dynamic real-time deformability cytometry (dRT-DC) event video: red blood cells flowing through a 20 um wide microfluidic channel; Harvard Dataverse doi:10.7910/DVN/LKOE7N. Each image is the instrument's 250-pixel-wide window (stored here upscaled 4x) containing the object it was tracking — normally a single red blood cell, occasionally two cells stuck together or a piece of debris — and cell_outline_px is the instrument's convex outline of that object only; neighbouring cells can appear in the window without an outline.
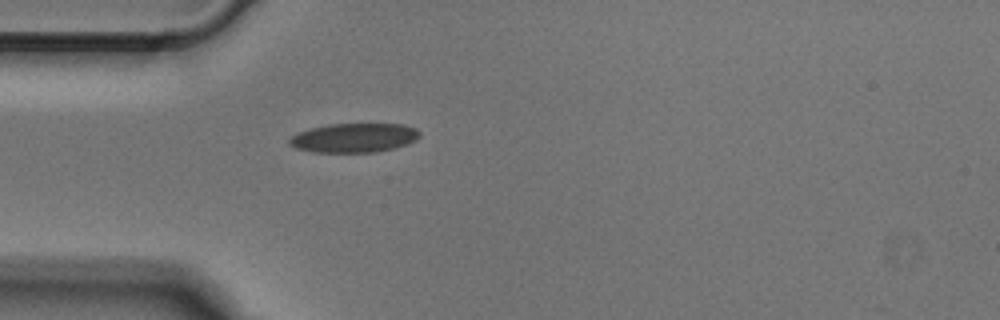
{"species": "Egyptian fruit bat (a non-hibernating species)", "species_latin": "Rousettus aegyptiacus", "temperature_condition": "cold", "stored_images_in_passage": 37, "camera_frame_rate_fps": 3000, "um_per_image_px": 0.085, "animal": {"sex": "male"}, "frame": {"image": 1, "passage_image": 1, "time_ms": 0.0, "image_size_px": [1000, 320], "cell_outline_px": [[420, 136], [416, 140], [408, 144], [396, 148], [376, 152], [312, 152], [296, 148], [288, 144], [288, 140], [292, 136], [300, 132], [312, 128], [332, 124], [404, 124], [416, 128], [420, 132]], "centroid_in_image_um": [30.14, 11.72], "position_along_channel_um": 54.9, "area_um2": 22.2}}
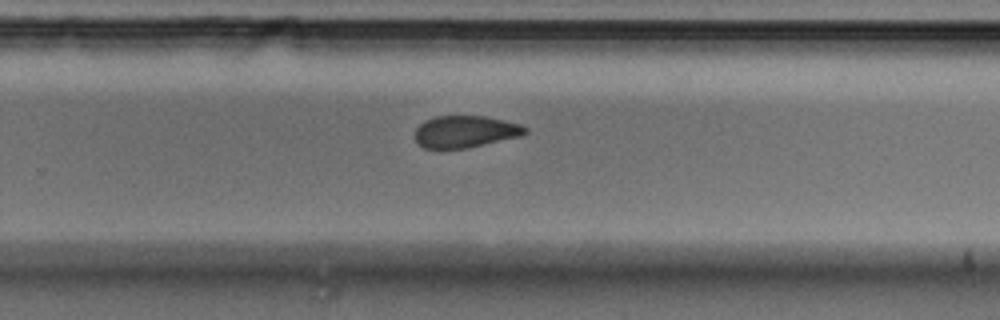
{"frame": {"image": 2, "passage_image": 19, "time_ms": 6.0, "image_size_px": [1000, 320], "cell_outline_px": [[528, 132], [520, 136], [464, 148], [424, 148], [416, 140], [416, 128], [424, 120], [436, 116], [484, 116], [520, 124], [528, 128]], "centroid_in_image_um": [39.54, 11.17], "position_along_channel_um": 290.3, "area_um2": 20.17}}
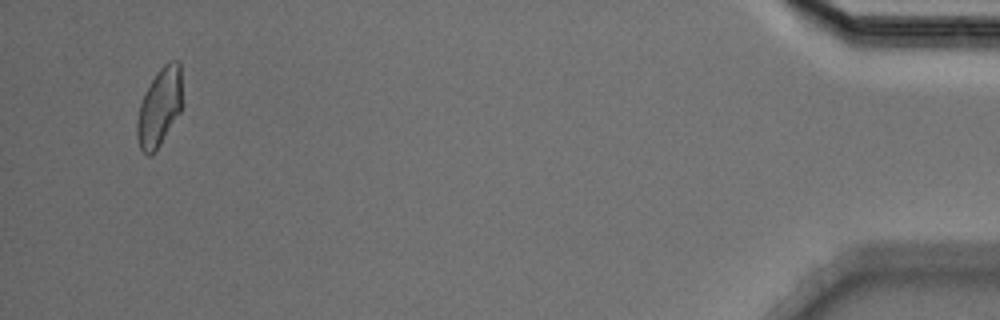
{"frame": {"image": 3, "passage_image": 35, "time_ms": 11.333, "image_size_px": [1000, 320], "cell_outline_px": [[180, 112], [160, 144], [148, 156], [140, 148], [136, 136], [136, 120], [140, 104], [144, 92], [156, 72], [168, 60], [180, 60]], "centroid_in_image_um": [13.52, 9.08], "position_along_channel_um": 421.7, "area_um2": 20.29}}